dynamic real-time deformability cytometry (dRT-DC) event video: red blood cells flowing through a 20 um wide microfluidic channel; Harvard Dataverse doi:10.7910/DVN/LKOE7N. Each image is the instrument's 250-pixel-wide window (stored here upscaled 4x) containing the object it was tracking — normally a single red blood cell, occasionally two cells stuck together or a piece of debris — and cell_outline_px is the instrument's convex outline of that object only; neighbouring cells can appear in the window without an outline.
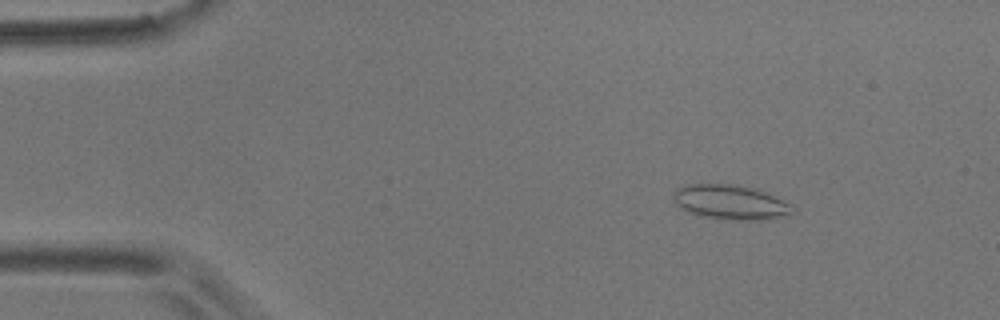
{"species": "common noctule bat (a hibernating species)", "species_latin": "Nyctalus noctula", "temperature_condition": "room temperature", "stored_images_in_passage": 56, "camera_frame_rate_fps": 3000, "um_per_image_px": 0.085, "animal": {"sex": "male", "body_mass_g": 17.9}, "frame": {"image": 1, "passage_image": 8, "time_ms": 2.333, "image_size_px": [1000, 320], "cell_outline_px": [[792, 212], [788, 216], [768, 220], [728, 220], [700, 216], [688, 212], [680, 208], [672, 200], [672, 192], [676, 188], [688, 184], [732, 184], [752, 188], [764, 192], [788, 204], [792, 208]], "centroid_in_image_um": [62.0, 17.2], "position_along_channel_um": 23.0, "area_um2": 24.1}}
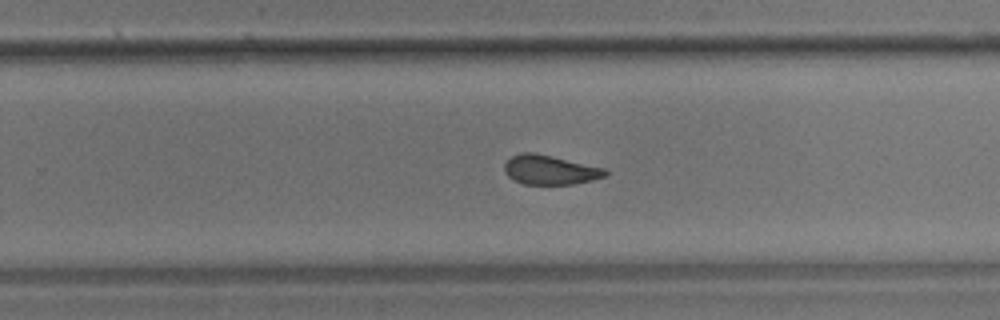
{"frame": {"image": 2, "passage_image": 36, "time_ms": 11.667, "image_size_px": [1000, 320], "cell_outline_px": [[608, 172], [604, 176], [592, 180], [572, 184], [524, 184], [508, 176], [504, 172], [504, 164], [512, 156], [520, 152], [536, 152], [604, 168]], "centroid_in_image_um": [46.72, 14.42], "position_along_channel_um": 283.1, "area_um2": 17.17}}
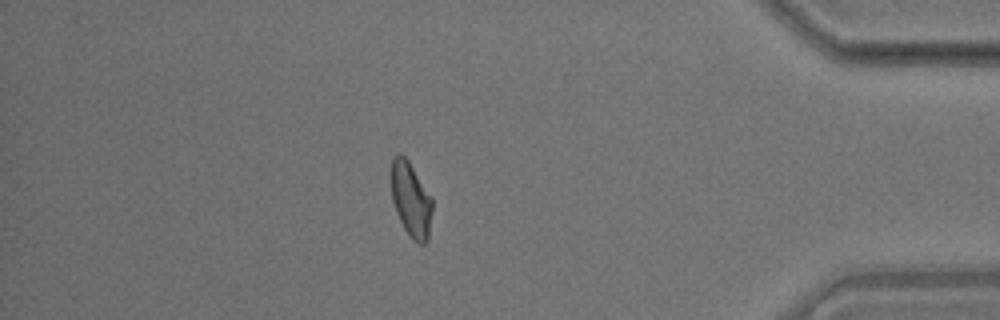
{"frame": {"image": 3, "passage_image": 49, "time_ms": 16.0, "image_size_px": [1000, 320], "cell_outline_px": [[432, 212], [428, 240], [424, 244], [420, 244], [412, 240], [404, 228], [396, 212], [392, 200], [392, 156], [400, 152], [408, 160], [432, 196]], "centroid_in_image_um": [34.94, 16.97], "position_along_channel_um": 400.3, "area_um2": 17.98}, "authors_computed_cell_mechanics": {"area_um2": 18.3226, "velocity_mm_per_s": 3.5738, "shape_relaxation_time_tau1_ms": null, "shape_relaxation_time_tau2_ms": 1.7743, "deformation_change_tau1": null, "deformation_change_tau2": 0.0686}}